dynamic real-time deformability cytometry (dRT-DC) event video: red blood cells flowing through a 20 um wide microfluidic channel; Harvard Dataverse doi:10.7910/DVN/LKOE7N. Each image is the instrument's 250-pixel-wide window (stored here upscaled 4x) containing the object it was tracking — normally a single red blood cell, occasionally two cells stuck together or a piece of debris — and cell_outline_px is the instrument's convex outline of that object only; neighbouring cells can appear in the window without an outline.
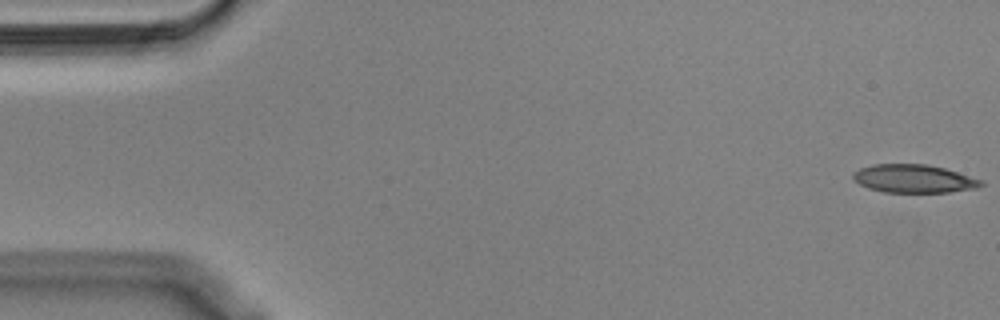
{"species": "Egyptian fruit bat (a non-hibernating species)", "species_latin": "Rousettus aegyptiacus", "temperature_condition": "cold", "stored_images_in_passage": 55, "camera_frame_rate_fps": 3000, "um_per_image_px": 0.085, "animal": {"sex": "male"}, "frame": {"image": 1, "passage_image": 1, "time_ms": 0.0, "image_size_px": [1000, 320], "cell_outline_px": [[984, 184], [976, 188], [948, 192], [884, 192], [868, 188], [860, 184], [852, 176], [852, 172], [860, 168], [872, 164], [924, 164], [944, 168], [984, 180]], "centroid_in_image_um": [77.67, 15.18], "position_along_channel_um": 7.3, "area_um2": 20.98}}
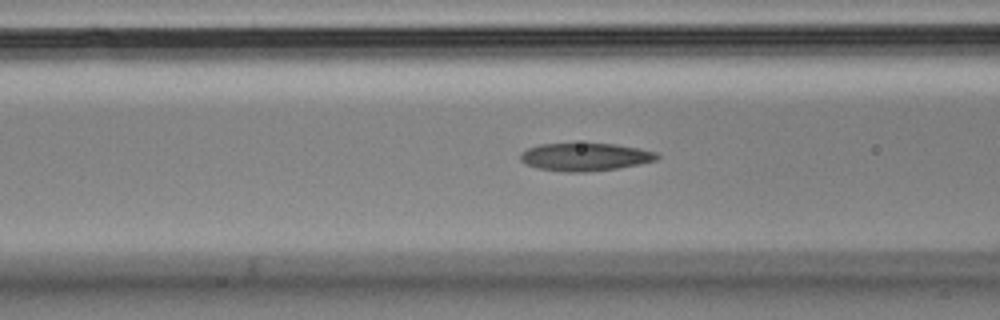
{"frame": {"image": 2, "passage_image": 21, "time_ms": 6.667, "image_size_px": [1000, 320], "cell_outline_px": [[660, 156], [656, 160], [640, 164], [616, 168], [584, 172], [568, 172], [540, 168], [524, 164], [520, 160], [520, 152], [528, 148], [540, 144], [616, 144], [656, 152]], "centroid_in_image_um": [49.71, 13.34], "position_along_channel_um": 116.9, "area_um2": 21.91}}
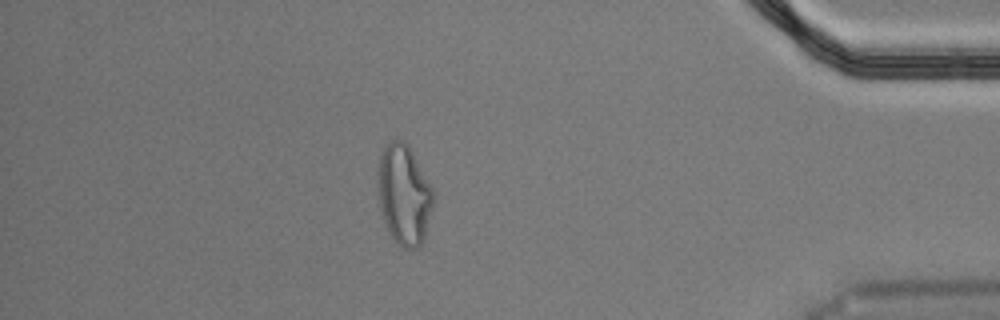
{"frame": {"image": 3, "passage_image": 48, "time_ms": 15.667, "image_size_px": [1000, 320], "cell_outline_px": [[432, 204], [424, 236], [420, 248], [404, 248], [396, 244], [384, 220], [380, 208], [376, 172], [380, 156], [384, 148], [392, 140], [404, 140], [412, 152], [432, 188]], "centroid_in_image_um": [34.3, 16.55], "position_along_channel_um": 400.9, "area_um2": 31.79}, "authors_computed_cell_mechanics": {"area_um2": 22.1952, "velocity_mm_per_s": 3.6057, "shape_relaxation_time_tau1_ms": null, "shape_relaxation_time_tau2_ms": 2.6791, "deformation_change_tau1": null, "deformation_change_tau2": 0.11}}